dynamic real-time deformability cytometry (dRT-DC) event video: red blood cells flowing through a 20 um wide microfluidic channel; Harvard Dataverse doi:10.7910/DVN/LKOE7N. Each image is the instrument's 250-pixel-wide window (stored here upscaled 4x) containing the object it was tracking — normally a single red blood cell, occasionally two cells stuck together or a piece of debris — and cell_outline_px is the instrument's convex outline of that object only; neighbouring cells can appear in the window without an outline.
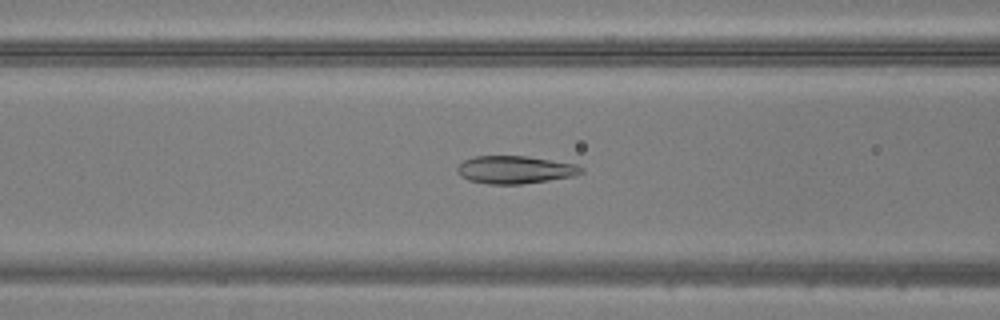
{"species": "common noctule bat (a hibernating species)", "species_latin": "Nyctalus noctula", "temperature_condition": "warm", "stored_images_in_passage": 49, "camera_frame_rate_fps": 3000, "um_per_image_px": 0.085, "animal": {"sex": "male", "body_mass_g": 20.5, "forearm_length_mm": 52.5}, "frame": {"image": 1, "passage_image": 20, "time_ms": 6.333, "image_size_px": [1000, 320], "cell_outline_px": [[584, 172], [572, 176], [548, 180], [520, 184], [488, 184], [468, 180], [460, 176], [456, 172], [456, 168], [464, 160], [476, 156], [524, 156], [576, 164], [584, 168]], "centroid_in_image_um": [43.75, 14.43], "position_along_channel_um": 122.9, "area_um2": 19.94}}
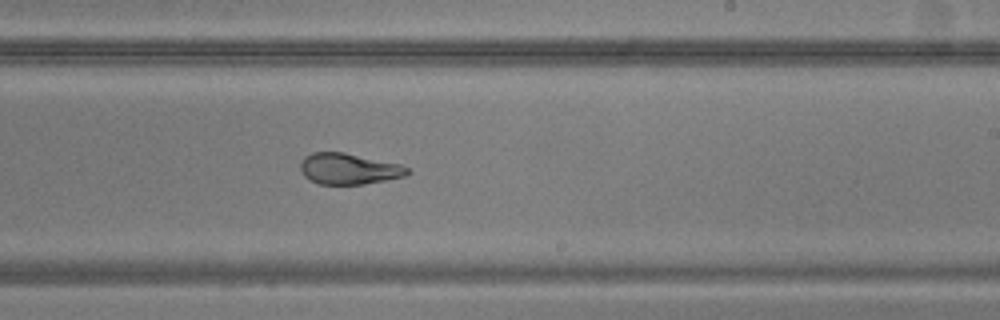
{"frame": {"image": 2, "passage_image": 30, "time_ms": 9.667, "image_size_px": [1000, 320], "cell_outline_px": [[412, 172], [404, 176], [364, 184], [320, 184], [308, 180], [304, 176], [300, 168], [300, 164], [304, 156], [312, 152], [344, 152], [400, 164], [408, 168]], "centroid_in_image_um": [29.62, 14.34], "position_along_channel_um": 259.4, "area_um2": 19.36}}
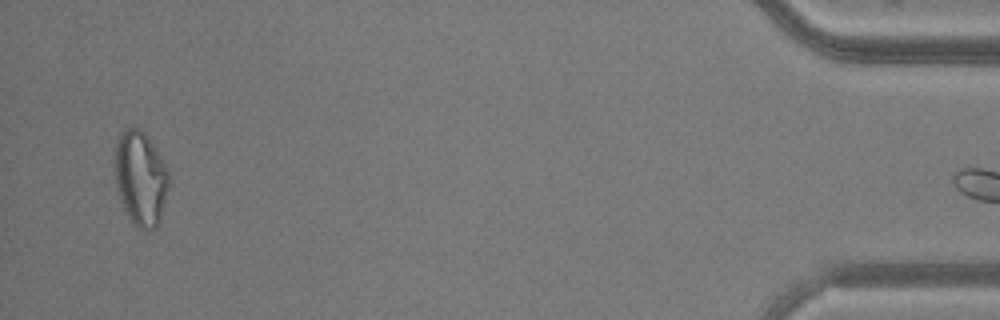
{"frame": {"image": 3, "passage_image": 48, "time_ms": 15.667, "image_size_px": [1000, 320], "cell_outline_px": [[168, 184], [160, 224], [156, 228], [148, 232], [144, 232], [136, 228], [128, 220], [120, 200], [116, 184], [112, 164], [116, 140], [120, 132], [124, 128], [136, 128], [144, 132], [168, 168]], "centroid_in_image_um": [11.9, 15.21], "position_along_channel_um": 423.3, "area_um2": 30.58}}